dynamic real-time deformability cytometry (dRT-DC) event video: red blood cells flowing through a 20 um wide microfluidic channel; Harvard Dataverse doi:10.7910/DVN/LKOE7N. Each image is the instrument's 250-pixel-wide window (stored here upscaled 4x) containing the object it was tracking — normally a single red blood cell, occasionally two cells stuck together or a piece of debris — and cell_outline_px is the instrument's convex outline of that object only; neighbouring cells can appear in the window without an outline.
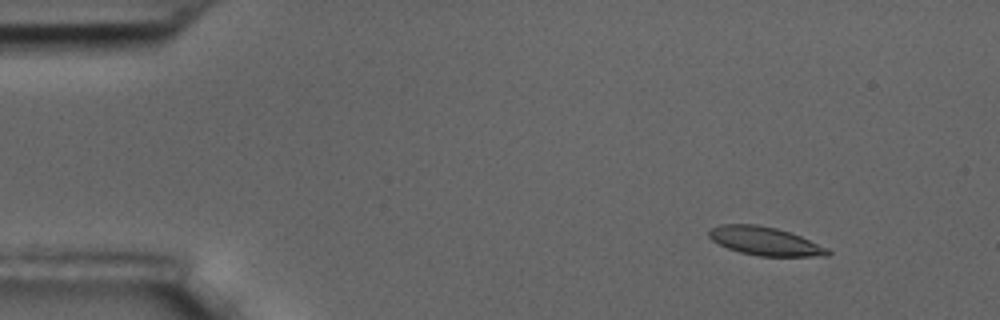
{"species": "common noctule bat (a hibernating species)", "species_latin": "Nyctalus noctula", "temperature_condition": "room temperature", "stored_images_in_passage": 6, "camera_frame_rate_fps": 3000, "um_per_image_px": 0.085, "animal": {"sex": "male", "body_mass_g": 17.5, "forearm_length_mm": 52.3}, "frame": {"image": 1, "passage_image": 2, "time_ms": 0.333, "image_size_px": [1000, 320], "cell_outline_px": [[832, 252], [828, 256], [760, 256], [740, 252], [728, 248], [712, 240], [708, 236], [708, 232], [712, 228], [720, 224], [756, 224], [776, 228], [800, 236], [828, 248]], "centroid_in_image_um": [65.03, 20.5], "position_along_channel_um": 20.0, "area_um2": 19.54}}